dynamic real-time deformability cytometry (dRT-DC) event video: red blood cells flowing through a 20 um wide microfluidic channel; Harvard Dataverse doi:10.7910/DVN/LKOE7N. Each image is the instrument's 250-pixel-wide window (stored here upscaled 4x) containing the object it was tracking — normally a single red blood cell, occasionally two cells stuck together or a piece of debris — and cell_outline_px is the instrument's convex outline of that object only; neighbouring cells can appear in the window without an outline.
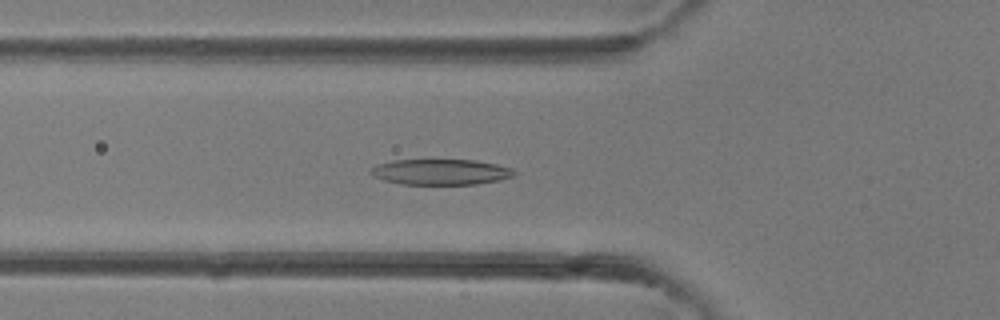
{"species": "common noctule bat (a hibernating species)", "species_latin": "Nyctalus noctula", "temperature_condition": "room temperature", "stored_images_in_passage": 30, "camera_frame_rate_fps": 3000, "um_per_image_px": 0.085, "animal": {"sex": "female"}, "frame": {"image": 1, "passage_image": 4, "time_ms": 1.0, "image_size_px": [1000, 320], "cell_outline_px": [[516, 172], [512, 176], [500, 180], [476, 184], [400, 184], [384, 180], [372, 176], [368, 172], [376, 164], [392, 160], [476, 160], [496, 164], [512, 168]], "centroid_in_image_um": [37.43, 14.61], "position_along_channel_um": 88.4, "area_um2": 21.5}}
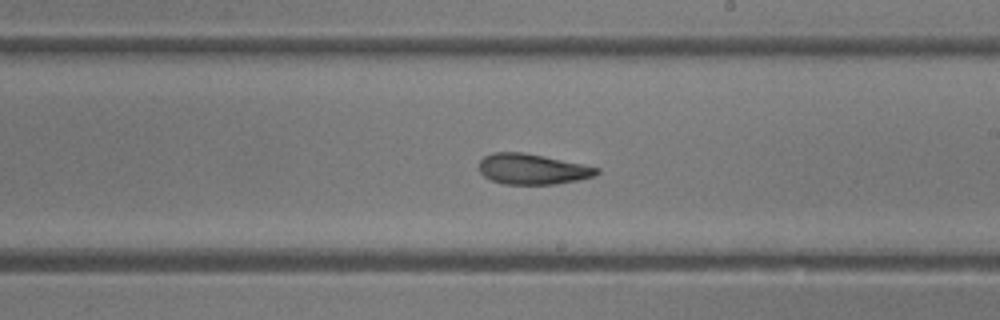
{"frame": {"image": 2, "passage_image": 13, "time_ms": 4.0, "image_size_px": [1000, 320], "cell_outline_px": [[600, 172], [592, 176], [576, 180], [556, 184], [504, 184], [492, 180], [484, 176], [480, 172], [480, 160], [484, 156], [492, 152], [524, 152], [544, 156], [600, 168]], "centroid_in_image_um": [45.23, 14.36], "position_along_channel_um": 243.8, "area_um2": 20.75}}
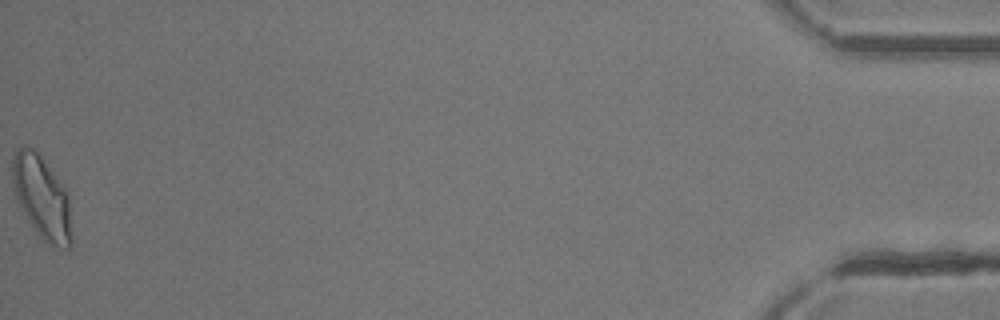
{"frame": {"image": 3, "passage_image": 30, "time_ms": 9.667, "image_size_px": [1000, 320], "cell_outline_px": [[72, 244], [68, 248], [60, 248], [44, 240], [40, 236], [32, 224], [20, 204], [16, 196], [12, 180], [12, 156], [24, 144], [32, 148], [40, 156], [64, 188], [68, 196], [72, 236]], "centroid_in_image_um": [3.57, 16.78], "position_along_channel_um": 431.6, "area_um2": 27.74}}